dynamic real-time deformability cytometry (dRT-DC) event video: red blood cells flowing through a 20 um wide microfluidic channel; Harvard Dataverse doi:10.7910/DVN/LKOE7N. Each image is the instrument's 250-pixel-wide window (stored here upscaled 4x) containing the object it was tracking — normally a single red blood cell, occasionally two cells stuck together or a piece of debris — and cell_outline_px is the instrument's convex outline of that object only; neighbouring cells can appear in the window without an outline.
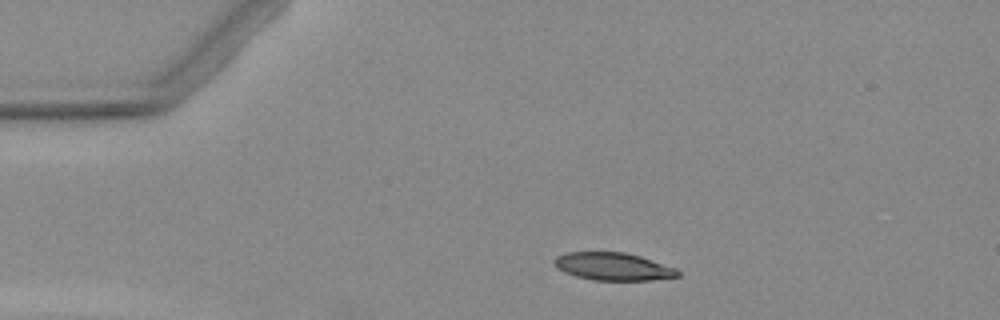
{"species": "Egyptian fruit bat (a non-hibernating species)", "species_latin": "Rousettus aegyptiacus", "temperature_condition": "warm", "stored_images_in_passage": 4, "camera_frame_rate_fps": 3000, "um_per_image_px": 0.085, "animal": {"sex": "female"}, "frame": {"image": 1, "passage_image": 3, "time_ms": 2.333, "image_size_px": [1000, 320], "cell_outline_px": [[680, 276], [652, 280], [592, 280], [576, 276], [564, 272], [556, 268], [552, 260], [556, 256], [568, 252], [624, 252], [640, 256], [676, 268], [680, 272]], "centroid_in_image_um": [52.09, 22.65], "position_along_channel_um": 32.9, "area_um2": 20.0}}